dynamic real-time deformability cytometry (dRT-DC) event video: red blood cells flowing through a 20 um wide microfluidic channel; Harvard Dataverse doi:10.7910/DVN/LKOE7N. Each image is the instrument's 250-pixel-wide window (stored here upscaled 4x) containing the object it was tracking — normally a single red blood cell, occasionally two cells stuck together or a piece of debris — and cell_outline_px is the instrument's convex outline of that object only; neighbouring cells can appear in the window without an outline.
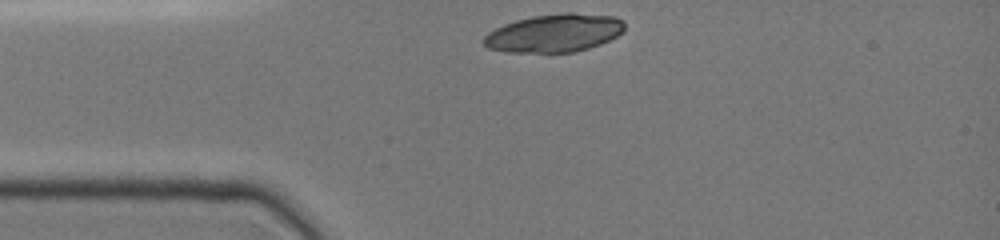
{"species": "common noctule bat (a hibernating species)", "species_latin": "Nyctalus noctula", "temperature_condition": "cold", "stored_images_in_passage": 27, "camera_frame_rate_fps": 3000, "um_per_image_px": 0.085, "animal": {"sex": "female", "body_mass_g": 19.0, "forearm_length_mm": 51.5}, "frame": {"image": 1, "passage_image": 1, "time_ms": 0.0, "image_size_px": [1000, 240], "cell_outline_px": [[624, 28], [616, 36], [600, 44], [588, 48], [572, 52], [504, 52], [488, 48], [480, 40], [488, 32], [504, 24], [516, 20], [532, 16], [568, 12], [572, 12], [616, 16], [624, 24]], "centroid_in_image_um": [47.07, 2.8], "position_along_channel_um": 37.9, "area_um2": 31.21}}